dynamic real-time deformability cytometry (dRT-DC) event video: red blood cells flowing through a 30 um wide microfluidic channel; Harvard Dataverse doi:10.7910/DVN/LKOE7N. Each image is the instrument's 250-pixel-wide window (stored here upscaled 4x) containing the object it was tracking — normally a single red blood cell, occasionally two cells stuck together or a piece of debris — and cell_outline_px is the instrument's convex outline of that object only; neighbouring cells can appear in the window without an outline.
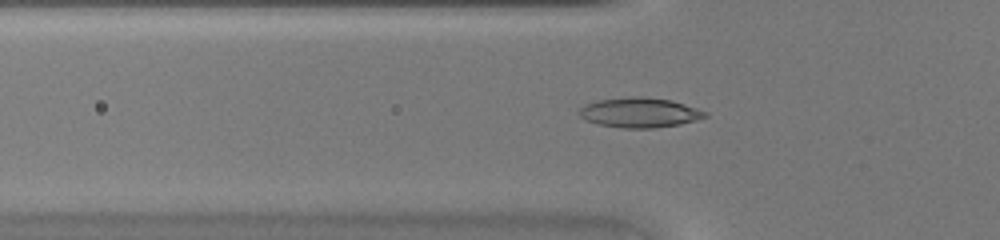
{"species": "common noctule bat (a hibernating species)", "species_latin": "Nyctalus noctula", "temperature_condition": "warm", "stored_images_in_passage": 46, "camera_frame_rate_fps": 3000, "um_per_image_px": 0.085, "animal": {"sex": "female", "body_mass_g": 20.0, "forearm_length_mm": 54.0}, "frame": {"image": 1, "passage_image": 16, "time_ms": 5.0, "image_size_px": [1000, 240], "cell_outline_px": [[708, 116], [696, 120], [680, 124], [656, 128], [624, 128], [600, 124], [584, 120], [580, 116], [580, 108], [584, 104], [596, 100], [632, 96], [640, 96], [672, 100], [708, 112]], "centroid_in_image_um": [54.37, 9.56], "position_along_channel_um": 71.4, "area_um2": 21.96}}
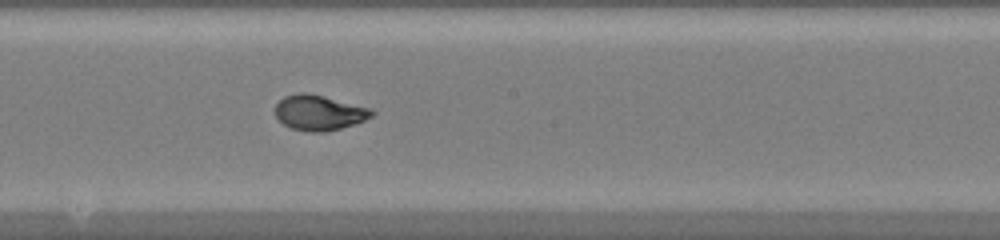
{"frame": {"image": 2, "passage_image": 26, "time_ms": 8.333, "image_size_px": [1000, 240], "cell_outline_px": [[376, 112], [372, 116], [364, 120], [340, 128], [324, 132], [312, 132], [292, 128], [284, 124], [272, 112], [276, 104], [284, 96], [296, 92], [304, 92], [324, 96], [372, 108]], "centroid_in_image_um": [27.1, 9.56], "position_along_channel_um": 221.1, "area_um2": 19.88}}
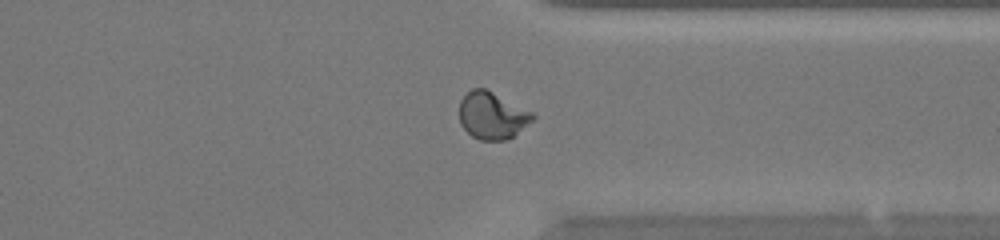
{"frame": {"image": 3, "passage_image": 36, "time_ms": 11.667, "image_size_px": [1000, 240], "cell_outline_px": [[536, 116], [532, 120], [508, 140], [480, 140], [472, 136], [460, 124], [460, 100], [472, 88], [484, 88], [532, 112]], "centroid_in_image_um": [41.81, 9.83], "position_along_channel_um": 369.6, "area_um2": 19.77}}